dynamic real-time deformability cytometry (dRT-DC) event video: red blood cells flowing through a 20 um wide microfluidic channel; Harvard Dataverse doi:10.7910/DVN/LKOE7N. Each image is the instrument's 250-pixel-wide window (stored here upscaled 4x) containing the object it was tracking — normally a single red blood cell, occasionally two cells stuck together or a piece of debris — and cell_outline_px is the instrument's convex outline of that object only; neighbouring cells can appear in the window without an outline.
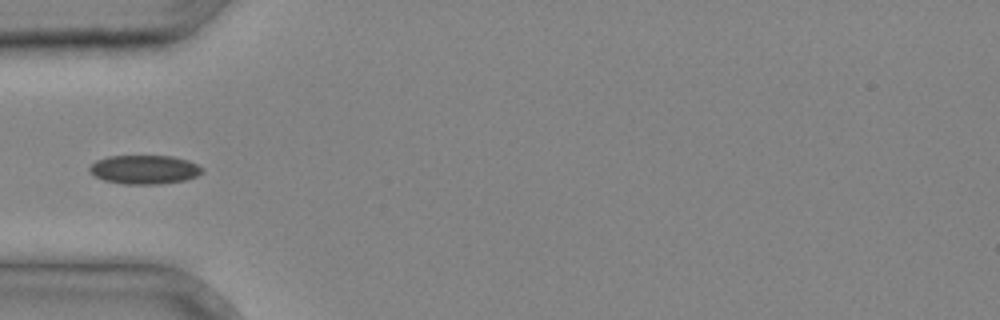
{"species": "common noctule bat (a hibernating species)", "species_latin": "Nyctalus noctula", "temperature_condition": "cold", "stored_images_in_passage": 36, "camera_frame_rate_fps": 3000, "um_per_image_px": 0.085, "animal": {"sex": "male", "body_mass_g": 20.4}, "frame": {"image": 1, "passage_image": 12, "time_ms": 3.667, "image_size_px": [1000, 320], "cell_outline_px": [[204, 172], [196, 176], [184, 180], [160, 184], [124, 184], [104, 180], [88, 172], [88, 168], [96, 160], [108, 156], [172, 156], [188, 160], [204, 168]], "centroid_in_image_um": [12.28, 14.41], "position_along_channel_um": 72.7, "area_um2": 19.02}}
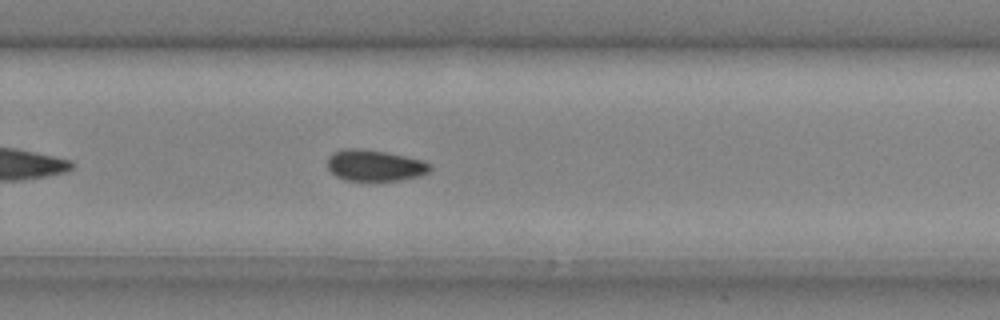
{"frame": {"image": 2, "passage_image": 25, "time_ms": 8.0, "image_size_px": [1000, 320], "cell_outline_px": [[432, 168], [428, 172], [420, 176], [400, 180], [344, 180], [336, 176], [328, 168], [328, 156], [332, 152], [344, 148], [356, 148], [384, 152], [424, 160]], "centroid_in_image_um": [31.83, 14.06], "position_along_channel_um": 298.0, "area_um2": 18.55}}
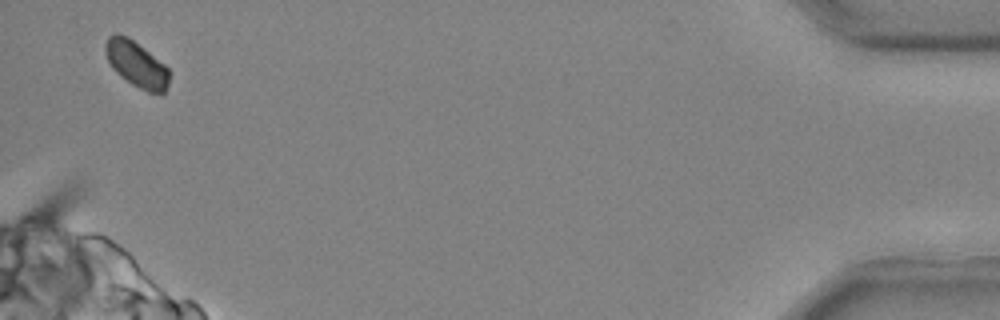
{"frame": {"image": 3, "passage_image": 36, "time_ms": 11.667, "image_size_px": [1000, 320], "cell_outline_px": [[172, 72], [168, 84], [164, 92], [148, 92], [132, 84], [120, 76], [112, 68], [104, 52], [104, 44], [108, 36], [116, 32], [120, 32], [128, 36], [164, 64]], "centroid_in_image_um": [11.58, 5.41], "position_along_channel_um": 423.6, "area_um2": 17.22}}